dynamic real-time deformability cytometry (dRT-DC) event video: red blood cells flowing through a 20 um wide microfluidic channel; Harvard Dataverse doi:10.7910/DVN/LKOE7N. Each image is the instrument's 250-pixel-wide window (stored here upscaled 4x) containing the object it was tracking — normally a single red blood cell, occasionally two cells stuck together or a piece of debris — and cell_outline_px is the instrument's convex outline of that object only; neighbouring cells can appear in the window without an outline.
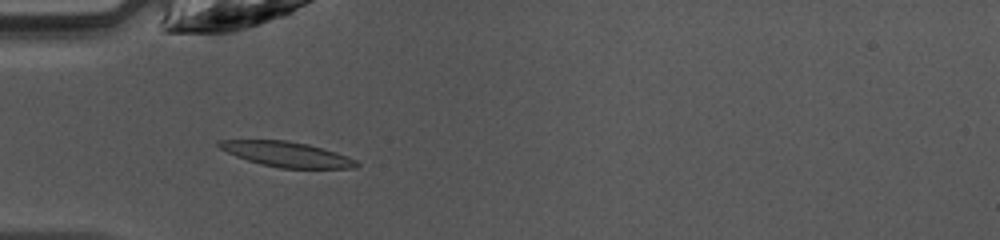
{"species": "common noctule bat (a hibernating species)", "species_latin": "Nyctalus noctula", "temperature_condition": "warm", "stored_images_in_passage": 37, "camera_frame_rate_fps": 3000, "um_per_image_px": 0.085, "animal": {"sex": "female", "body_mass_g": 10.0, "forearm_length_mm": 53.1}, "frame": {"image": 1, "passage_image": 4, "time_ms": 1.0, "image_size_px": [1000, 240], "cell_outline_px": [[360, 164], [356, 168], [280, 168], [260, 164], [236, 156], [220, 148], [216, 144], [216, 140], [288, 140], [308, 144], [336, 152], [348, 156], [356, 160]], "centroid_in_image_um": [24.38, 13.11], "position_along_channel_um": 60.6, "area_um2": 20.11}}
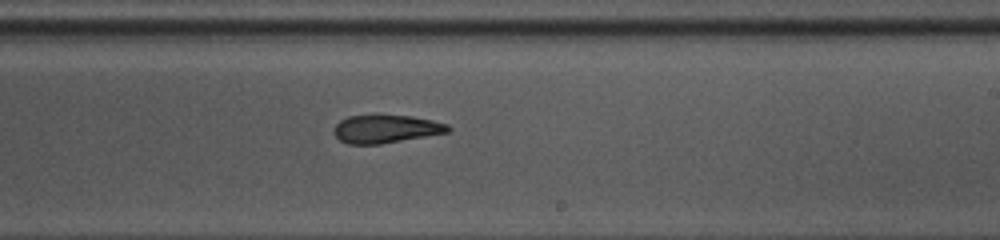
{"frame": {"image": 2, "passage_image": 18, "time_ms": 5.667, "image_size_px": [1000, 240], "cell_outline_px": [[452, 128], [448, 132], [380, 144], [348, 144], [340, 140], [332, 132], [336, 124], [340, 120], [348, 116], [376, 112], [412, 116], [432, 120], [448, 124]], "centroid_in_image_um": [32.76, 10.91], "position_along_channel_um": 256.2, "area_um2": 19.36}}
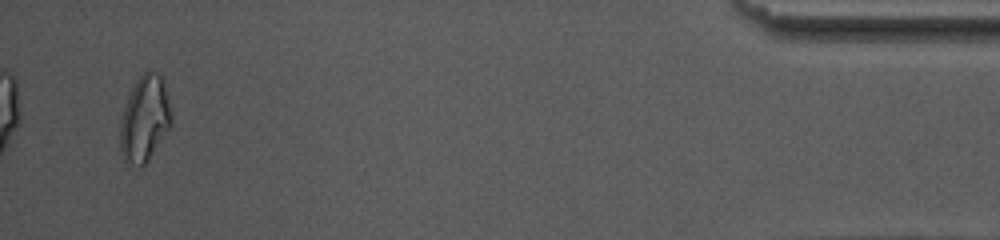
{"frame": {"image": 3, "passage_image": 35, "time_ms": 11.333, "image_size_px": [1000, 240], "cell_outline_px": [[172, 120], [168, 128], [148, 160], [140, 168], [132, 164], [124, 156], [120, 148], [120, 124], [124, 108], [128, 96], [136, 80], [144, 72], [160, 72], [164, 80], [172, 112]], "centroid_in_image_um": [12.31, 10.05], "position_along_channel_um": 422.9, "area_um2": 25.26}, "authors_computed_cell_mechanics": {"area_um2": 19.9988, "velocity_mm_per_s": 4.2362, "shape_relaxation_time_tau1_ms": 4.5167, "shape_relaxation_time_tau2_ms": 11.3015, "deformation_change_tau1": 0.1723, "deformation_change_tau2": 0.2291}}